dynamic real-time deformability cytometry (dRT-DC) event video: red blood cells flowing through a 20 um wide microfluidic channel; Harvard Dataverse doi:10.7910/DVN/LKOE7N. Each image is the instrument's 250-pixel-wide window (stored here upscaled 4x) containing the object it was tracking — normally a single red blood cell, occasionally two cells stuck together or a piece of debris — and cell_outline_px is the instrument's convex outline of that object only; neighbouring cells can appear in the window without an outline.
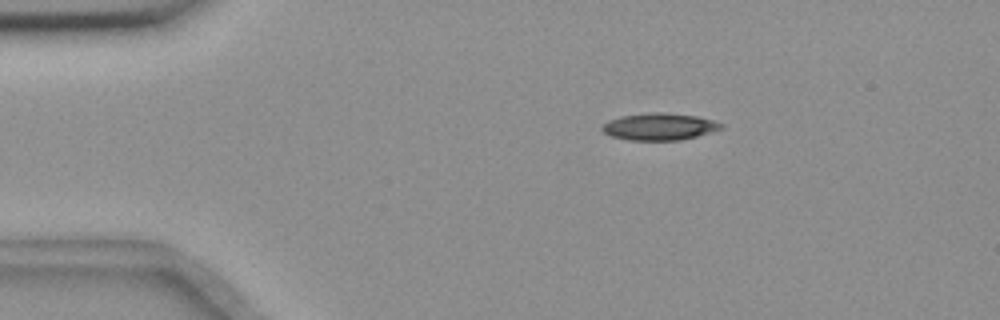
{"species": "common noctule bat (a hibernating species)", "species_latin": "Nyctalus noctula", "temperature_condition": "room temperature", "stored_images_in_passage": 4, "camera_frame_rate_fps": 3000, "um_per_image_px": 0.085, "animal": {"sex": "female", "body_mass_g": 18.4}, "frame": {"image": 1, "passage_image": 3, "time_ms": 2.333, "image_size_px": [1000, 320], "cell_outline_px": [[724, 128], [712, 132], [680, 140], [628, 140], [612, 136], [604, 132], [600, 128], [608, 120], [620, 116], [656, 112], [664, 112], [696, 116], [712, 120], [724, 124]], "centroid_in_image_um": [56.06, 10.76], "position_along_channel_um": 28.9, "area_um2": 18.67}}